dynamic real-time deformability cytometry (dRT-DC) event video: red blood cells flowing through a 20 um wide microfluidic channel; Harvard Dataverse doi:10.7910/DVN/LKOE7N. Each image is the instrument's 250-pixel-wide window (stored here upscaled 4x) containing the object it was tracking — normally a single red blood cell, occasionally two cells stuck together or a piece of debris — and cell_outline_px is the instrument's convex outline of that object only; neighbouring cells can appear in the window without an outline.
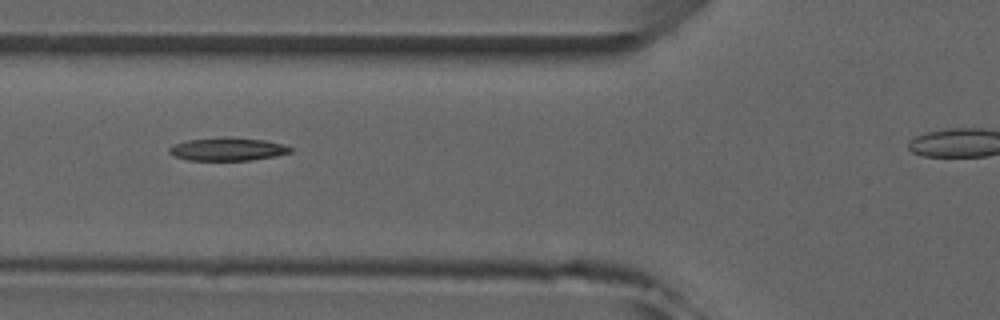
{"species": "common noctule bat (a hibernating species)", "species_latin": "Nyctalus noctula", "temperature_condition": "room temperature", "stored_images_in_passage": 7, "camera_frame_rate_fps": 3000, "um_per_image_px": 0.085, "animal": {"sex": "male", "forearm_length_mm": 52.5}, "frame": {"image": 1, "passage_image": 5, "time_ms": 4.667, "image_size_px": [1000, 320], "cell_outline_px": [[292, 152], [276, 156], [252, 160], [188, 160], [176, 156], [168, 152], [168, 148], [172, 144], [188, 140], [224, 136], [232, 136], [264, 140], [284, 144], [292, 148]], "centroid_in_image_um": [19.36, 12.66], "position_along_channel_um": 106.4, "area_um2": 16.53}}
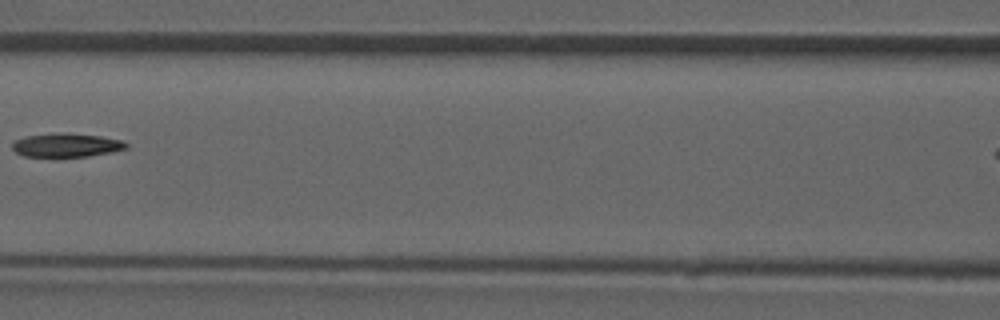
{"frame": {"image": 2, "passage_image": 6, "time_ms": 6.0, "image_size_px": [1000, 320], "cell_outline_px": [[128, 148], [112, 152], [88, 156], [24, 156], [16, 152], [12, 148], [12, 144], [16, 140], [24, 136], [60, 132], [68, 132], [100, 136], [124, 140], [128, 144]], "centroid_in_image_um": [5.68, 12.32], "position_along_channel_um": 160.9, "area_um2": 15.84}}